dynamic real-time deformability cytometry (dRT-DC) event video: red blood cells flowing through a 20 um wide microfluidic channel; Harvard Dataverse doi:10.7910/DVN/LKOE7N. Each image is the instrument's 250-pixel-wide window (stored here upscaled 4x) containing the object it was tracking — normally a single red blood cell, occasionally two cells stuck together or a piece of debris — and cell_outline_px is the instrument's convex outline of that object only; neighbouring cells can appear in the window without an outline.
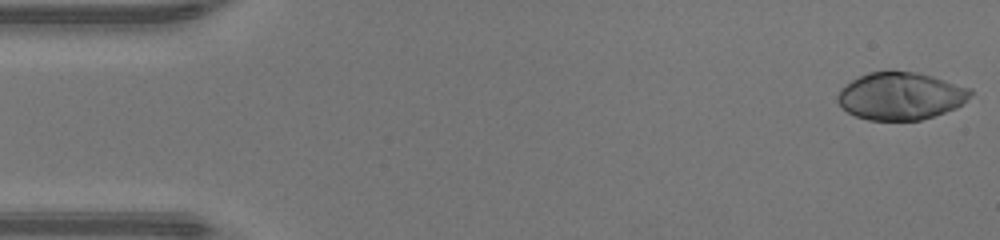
{"species": "human", "species_latin": "Homo sapiens", "temperature_condition": "warm", "stored_images_in_passage": 47, "camera_frame_rate_fps": 3000, "um_per_image_px": 0.085, "donor": {"sex": "male"}, "frame": {"image": 1, "passage_image": 1, "time_ms": 0.0, "image_size_px": [1000, 240], "cell_outline_px": [[972, 92], [956, 108], [920, 120], [868, 120], [856, 116], [848, 112], [836, 100], [836, 96], [840, 88], [852, 80], [868, 72], [916, 72], [932, 76], [972, 88]], "centroid_in_image_um": [76.52, 8.16], "position_along_channel_um": 8.5, "area_um2": 36.36}}
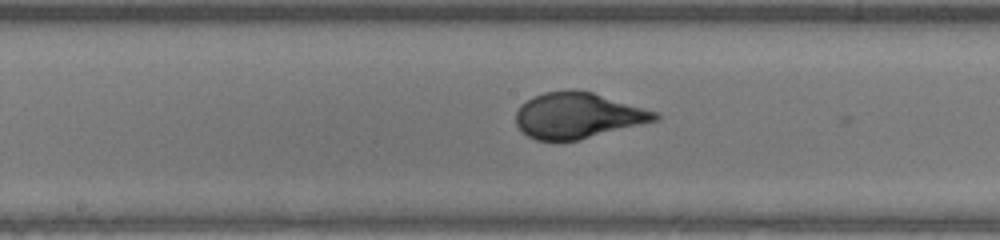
{"frame": {"image": 2, "passage_image": 24, "time_ms": 7.667, "image_size_px": [1000, 240], "cell_outline_px": [[660, 120], [580, 140], [536, 140], [528, 136], [516, 124], [516, 112], [520, 104], [532, 96], [544, 92], [592, 92], [660, 112]], "centroid_in_image_um": [49.16, 9.84], "position_along_channel_um": 199.0, "area_um2": 36.93}}
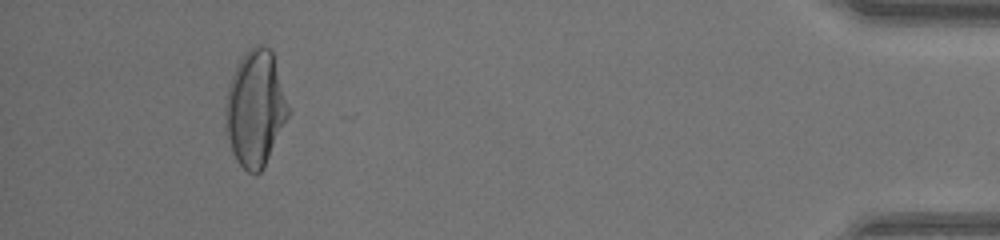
{"frame": {"image": 3, "passage_image": 44, "time_ms": 14.333, "image_size_px": [1000, 240], "cell_outline_px": [[288, 116], [264, 168], [256, 176], [248, 172], [236, 160], [232, 152], [224, 124], [224, 104], [228, 84], [240, 60], [256, 44], [260, 44], [272, 48], [288, 108]], "centroid_in_image_um": [21.67, 9.25], "position_along_channel_um": 413.5, "area_um2": 42.25}, "authors_computed_cell_mechanics": {"area_um2": 37.5122, "velocity_mm_per_s": 4.3034, "shape_relaxation_time_tau1_ms": 5.3697, "shape_relaxation_time_tau2_ms": null, "deformation_change_tau1": 0.2803, "deformation_change_tau2": null}}